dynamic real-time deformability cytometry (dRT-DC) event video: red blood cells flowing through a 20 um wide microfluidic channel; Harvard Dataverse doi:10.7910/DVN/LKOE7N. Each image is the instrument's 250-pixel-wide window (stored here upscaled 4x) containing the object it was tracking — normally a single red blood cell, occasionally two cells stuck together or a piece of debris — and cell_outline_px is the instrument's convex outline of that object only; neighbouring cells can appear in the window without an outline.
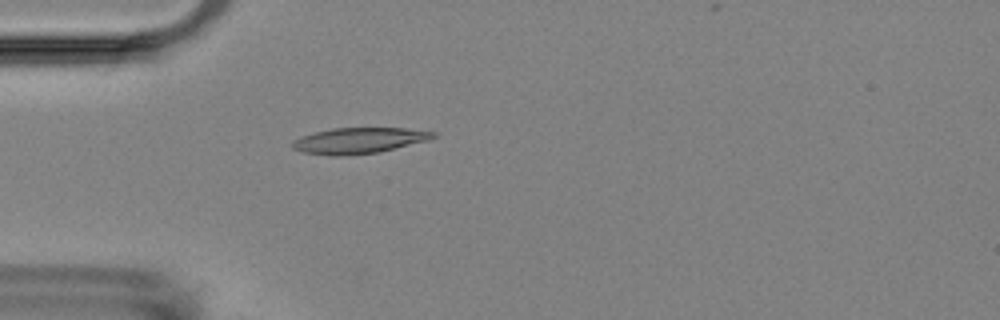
{"species": "Egyptian fruit bat (a non-hibernating species)", "species_latin": "Rousettus aegyptiacus", "temperature_condition": "room temperature", "stored_images_in_passage": 3, "camera_frame_rate_fps": 3000, "um_per_image_px": 0.085, "animal": {"sex": "female"}, "frame": {"image": 1, "passage_image": 2, "time_ms": 1.333, "image_size_px": [1000, 320], "cell_outline_px": [[436, 136], [428, 140], [376, 152], [340, 156], [332, 156], [304, 152], [292, 148], [292, 140], [300, 136], [332, 128], [404, 128], [436, 132]], "centroid_in_image_um": [30.46, 11.94], "position_along_channel_um": 54.5, "area_um2": 20.92}}